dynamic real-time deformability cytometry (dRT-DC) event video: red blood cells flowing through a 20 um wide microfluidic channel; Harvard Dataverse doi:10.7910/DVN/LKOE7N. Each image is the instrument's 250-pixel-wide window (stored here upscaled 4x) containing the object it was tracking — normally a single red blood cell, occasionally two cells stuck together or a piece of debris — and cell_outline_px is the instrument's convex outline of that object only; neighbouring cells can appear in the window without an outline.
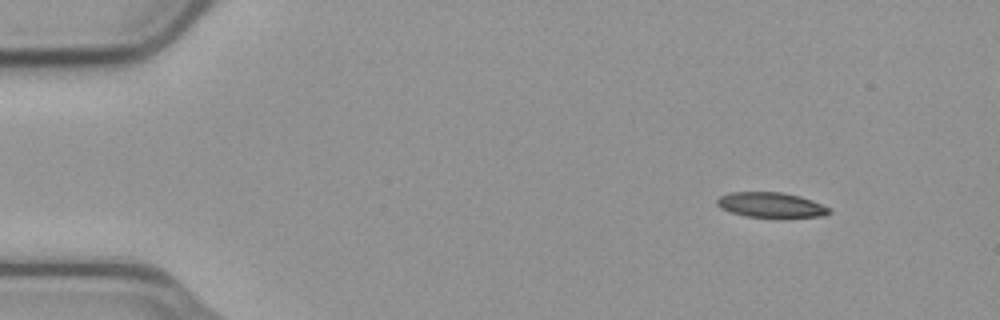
{"species": "common noctule bat (a hibernating species)", "species_latin": "Nyctalus noctula", "temperature_condition": "cold", "stored_images_in_passage": 51, "camera_frame_rate_fps": 3000, "um_per_image_px": 0.085, "animal": {"sex": "male", "body_mass_g": 23.1, "forearm_length_mm": 52.7}, "frame": {"image": 1, "passage_image": 1, "time_ms": 0.0, "image_size_px": [1000, 320], "cell_outline_px": [[832, 212], [824, 216], [784, 220], [776, 220], [744, 216], [728, 212], [720, 208], [716, 204], [716, 200], [720, 196], [728, 192], [780, 192], [800, 196], [812, 200], [832, 208]], "centroid_in_image_um": [65.57, 17.48], "position_along_channel_um": 19.4, "area_um2": 17.57}}
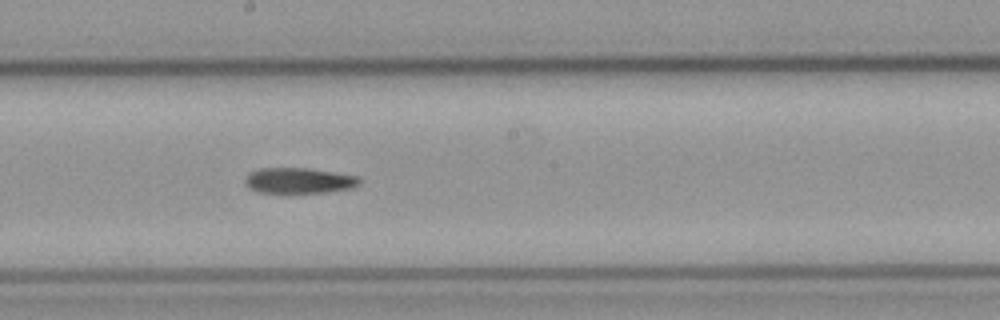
{"frame": {"image": 2, "passage_image": 25, "time_ms": 8.0, "image_size_px": [1000, 320], "cell_outline_px": [[360, 184], [352, 188], [324, 192], [260, 192], [248, 188], [244, 180], [252, 172], [260, 168], [308, 168], [360, 176]], "centroid_in_image_um": [25.45, 15.34], "position_along_channel_um": 222.8, "area_um2": 16.88}}
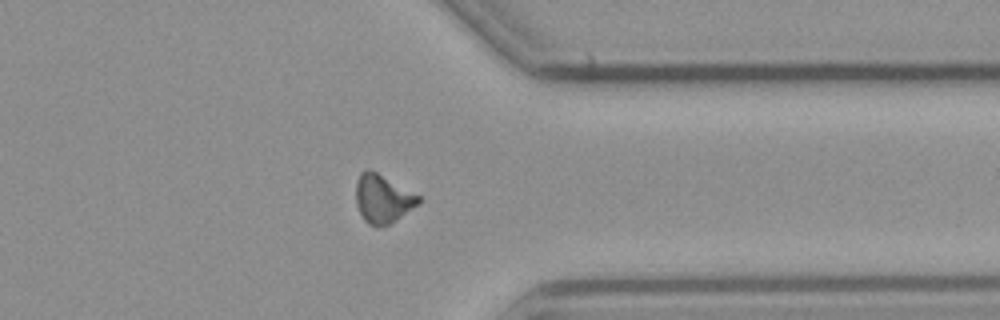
{"frame": {"image": 3, "passage_image": 38, "time_ms": 12.333, "image_size_px": [1000, 320], "cell_outline_px": [[420, 204], [388, 224], [376, 228], [368, 224], [364, 220], [356, 204], [356, 180], [360, 172], [368, 168], [376, 172], [420, 196]], "centroid_in_image_um": [32.5, 16.9], "position_along_channel_um": 378.9, "area_um2": 17.57}}